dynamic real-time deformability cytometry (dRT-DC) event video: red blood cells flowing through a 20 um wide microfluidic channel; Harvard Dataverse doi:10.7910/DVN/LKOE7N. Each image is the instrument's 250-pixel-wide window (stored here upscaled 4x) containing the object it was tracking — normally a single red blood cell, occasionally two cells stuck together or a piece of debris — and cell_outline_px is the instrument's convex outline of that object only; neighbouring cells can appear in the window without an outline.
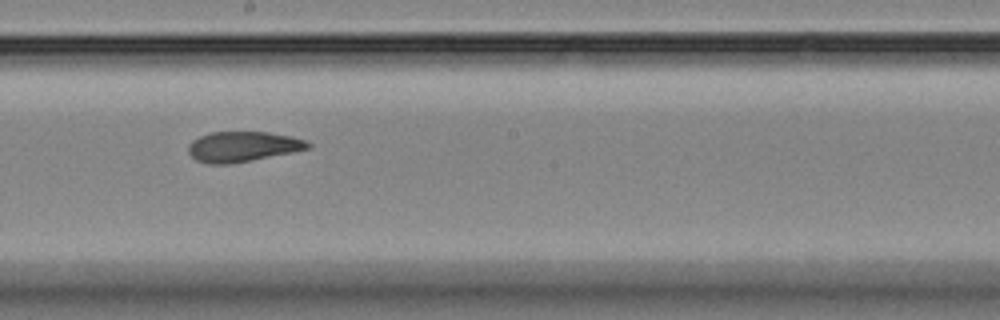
{"species": "Egyptian fruit bat (a non-hibernating species)", "species_latin": "Rousettus aegyptiacus", "temperature_condition": "room temperature", "stored_images_in_passage": 9, "camera_frame_rate_fps": 3000, "um_per_image_px": 0.085, "animal": {"sex": "female"}, "frame": {"image": 1, "passage_image": 6, "time_ms": 5.667, "image_size_px": [1000, 320], "cell_outline_px": [[312, 148], [252, 160], [228, 164], [208, 164], [196, 160], [188, 152], [188, 144], [192, 140], [200, 136], [212, 132], [268, 132], [292, 136], [304, 140], [312, 144]], "centroid_in_image_um": [20.63, 12.46], "position_along_channel_um": 227.6, "area_um2": 21.1}}
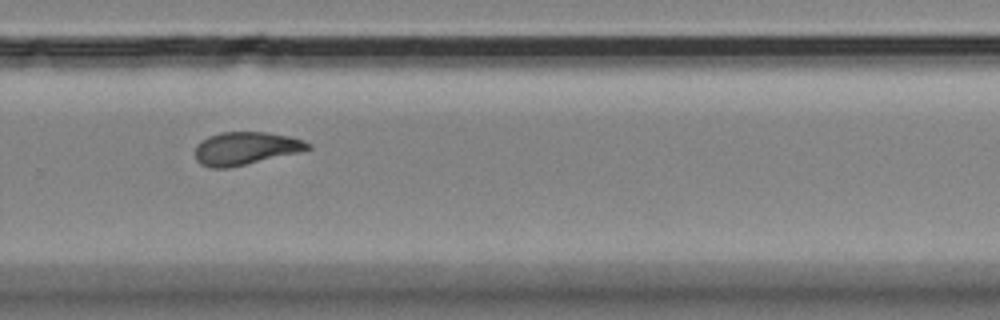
{"frame": {"image": 2, "passage_image": 8, "time_ms": 8.0, "image_size_px": [1000, 320], "cell_outline_px": [[312, 148], [300, 152], [228, 168], [208, 168], [200, 164], [196, 160], [196, 144], [200, 140], [208, 136], [220, 132], [268, 132], [288, 136], [304, 140], [312, 144]], "centroid_in_image_um": [20.87, 12.61], "position_along_channel_um": 308.9, "area_um2": 21.79}}
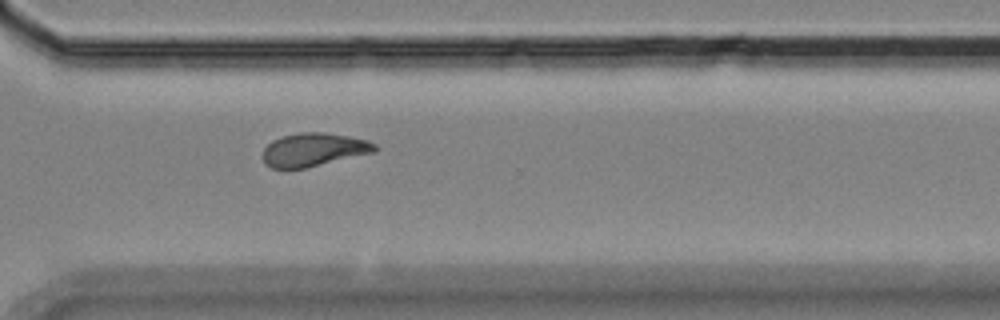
{"frame": {"image": 3, "passage_image": 9, "time_ms": 9.0, "image_size_px": [1000, 320], "cell_outline_px": [[380, 148], [376, 152], [304, 168], [272, 168], [264, 164], [260, 156], [264, 148], [272, 140], [284, 136], [300, 132], [324, 132], [348, 136], [368, 140], [376, 144]], "centroid_in_image_um": [26.66, 12.72], "position_along_channel_um": 343.9, "area_um2": 21.96}}